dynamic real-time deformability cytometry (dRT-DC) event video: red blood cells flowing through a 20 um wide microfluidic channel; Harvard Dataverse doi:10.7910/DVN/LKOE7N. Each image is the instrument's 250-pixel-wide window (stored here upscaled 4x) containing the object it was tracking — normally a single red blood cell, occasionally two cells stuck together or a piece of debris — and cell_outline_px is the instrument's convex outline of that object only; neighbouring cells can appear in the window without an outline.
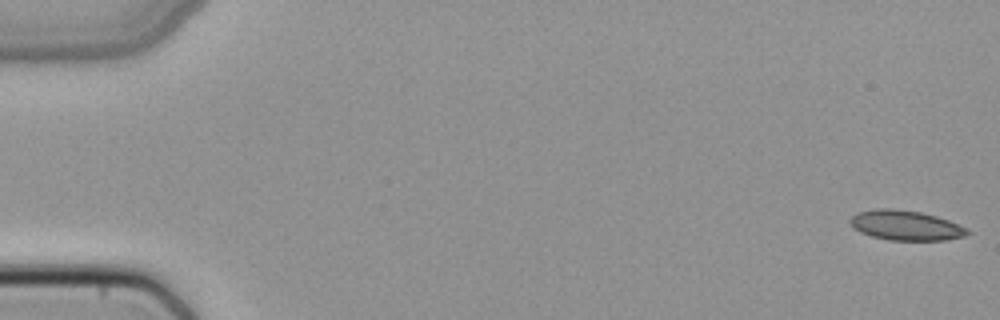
{"species": "common noctule bat (a hibernating species)", "species_latin": "Nyctalus noctula", "temperature_condition": "cold", "stored_images_in_passage": 51, "camera_frame_rate_fps": 3000, "um_per_image_px": 0.085, "animal": {"sex": "female", "body_mass_g": 22.7, "forearm_length_mm": 54.2}, "frame": {"image": 1, "passage_image": 1, "time_ms": 0.0, "image_size_px": [1000, 320], "cell_outline_px": [[972, 232], [964, 236], [944, 240], [888, 240], [872, 236], [860, 232], [852, 228], [848, 220], [852, 216], [860, 212], [876, 208], [892, 208], [920, 212], [936, 216], [948, 220], [968, 228]], "centroid_in_image_um": [76.98, 19.16], "position_along_channel_um": 8.0, "area_um2": 20.46}}
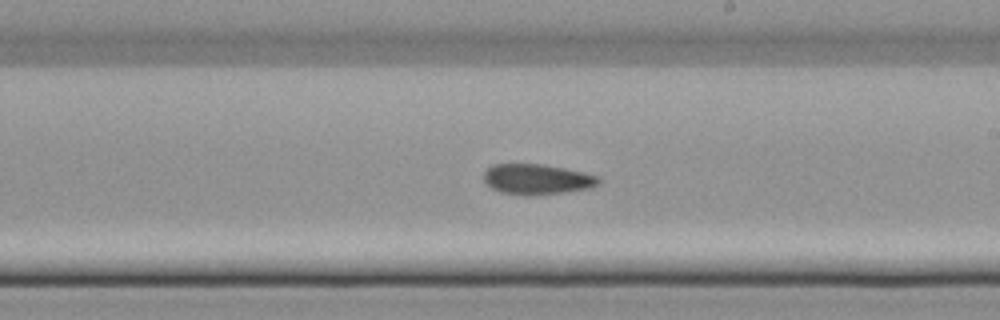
{"frame": {"image": 2, "passage_image": 30, "time_ms": 9.667, "image_size_px": [1000, 320], "cell_outline_px": [[600, 180], [592, 188], [564, 192], [528, 196], [500, 192], [492, 188], [484, 180], [484, 172], [492, 164], [544, 164], [584, 172], [600, 176]], "centroid_in_image_um": [45.65, 15.23], "position_along_channel_um": 243.3, "area_um2": 20.4}}
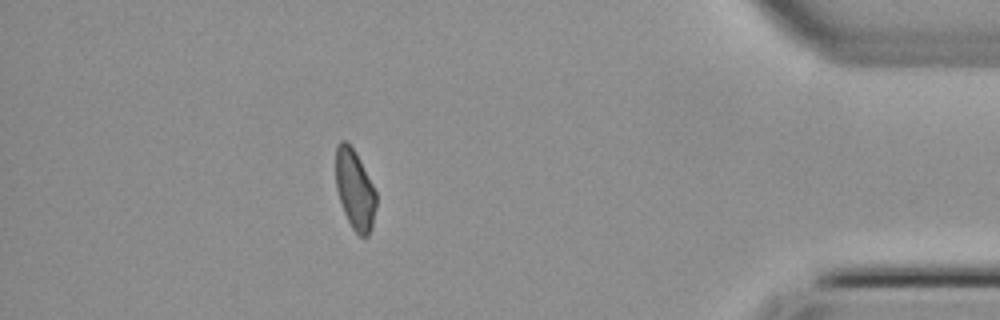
{"frame": {"image": 3, "passage_image": 45, "time_ms": 14.667, "image_size_px": [1000, 320], "cell_outline_px": [[376, 208], [372, 228], [368, 236], [360, 236], [352, 228], [344, 212], [336, 188], [336, 148], [340, 140], [344, 140], [356, 152], [376, 192]], "centroid_in_image_um": [30.17, 16.13], "position_along_channel_um": 405.0, "area_um2": 18.61}}